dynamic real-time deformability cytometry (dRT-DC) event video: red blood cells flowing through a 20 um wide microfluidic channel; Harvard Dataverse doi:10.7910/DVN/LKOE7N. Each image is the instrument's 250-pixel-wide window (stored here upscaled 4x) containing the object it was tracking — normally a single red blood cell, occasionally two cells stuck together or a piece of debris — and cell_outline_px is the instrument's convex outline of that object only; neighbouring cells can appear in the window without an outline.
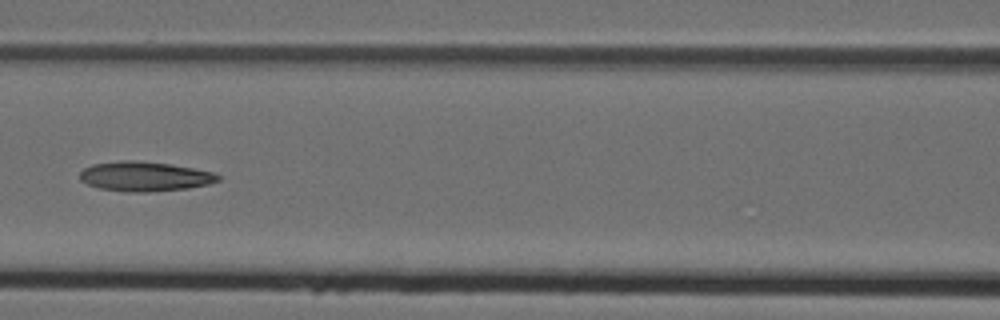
{"species": "Egyptian fruit bat (a non-hibernating species)", "species_latin": "Rousettus aegyptiacus", "temperature_condition": "cold", "stored_images_in_passage": 6, "camera_frame_rate_fps": 3000, "um_per_image_px": 0.085, "animal": {"sex": "female"}, "frame": {"image": 1, "passage_image": 6, "time_ms": 1.667, "image_size_px": [1000, 320], "cell_outline_px": [[220, 180], [208, 184], [188, 188], [148, 192], [128, 192], [100, 188], [88, 184], [80, 180], [80, 172], [84, 168], [92, 164], [124, 160], [136, 160], [168, 164], [192, 168], [212, 172], [220, 176]], "centroid_in_image_um": [12.28, 14.99], "position_along_channel_um": 154.3, "area_um2": 23.7}}